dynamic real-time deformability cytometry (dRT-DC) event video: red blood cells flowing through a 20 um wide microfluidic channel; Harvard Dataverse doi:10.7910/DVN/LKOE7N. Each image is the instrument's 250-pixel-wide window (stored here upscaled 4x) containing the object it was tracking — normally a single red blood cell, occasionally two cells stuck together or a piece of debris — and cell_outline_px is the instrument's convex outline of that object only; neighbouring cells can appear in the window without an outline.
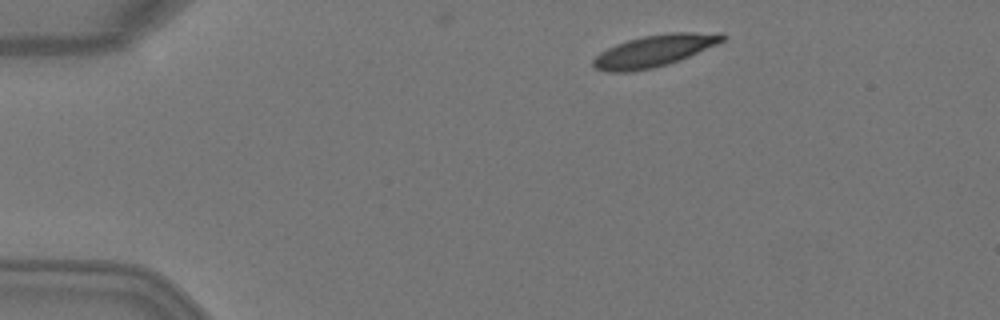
{"species": "Egyptian fruit bat (a non-hibernating species)", "species_latin": "Rousettus aegyptiacus", "temperature_condition": "warm", "stored_images_in_passage": 4, "camera_frame_rate_fps": 3000, "um_per_image_px": 0.085, "animal": {"sex": "female"}, "frame": {"image": 1, "passage_image": 1, "time_ms": 0.0, "image_size_px": [1000, 320], "cell_outline_px": [[728, 36], [724, 40], [716, 44], [680, 60], [668, 64], [652, 68], [628, 72], [608, 72], [596, 68], [592, 64], [592, 60], [600, 52], [616, 44], [628, 40], [644, 36], [668, 32], [720, 32]], "centroid_in_image_um": [55.63, 4.31], "position_along_channel_um": 29.4, "area_um2": 23.87}}
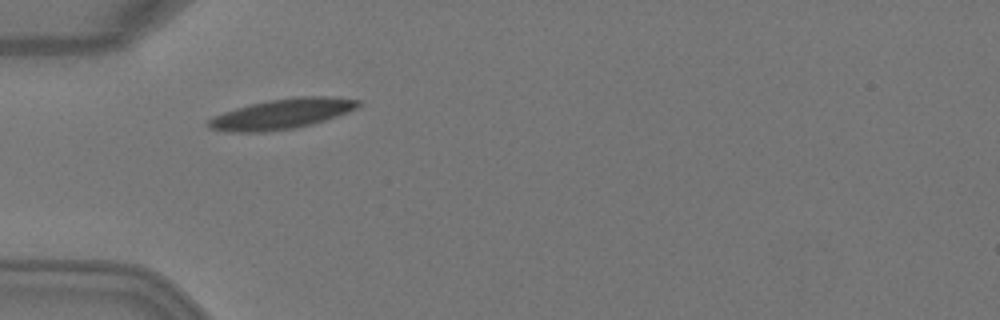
{"frame": {"image": 2, "passage_image": 3, "time_ms": 0.667, "image_size_px": [1000, 320], "cell_outline_px": [[360, 104], [356, 108], [336, 116], [312, 124], [296, 128], [264, 132], [232, 132], [208, 128], [204, 124], [208, 120], [224, 112], [236, 108], [268, 100], [300, 96], [324, 96], [360, 100]], "centroid_in_image_um": [23.93, 9.69], "position_along_channel_um": 61.1, "area_um2": 26.07}}